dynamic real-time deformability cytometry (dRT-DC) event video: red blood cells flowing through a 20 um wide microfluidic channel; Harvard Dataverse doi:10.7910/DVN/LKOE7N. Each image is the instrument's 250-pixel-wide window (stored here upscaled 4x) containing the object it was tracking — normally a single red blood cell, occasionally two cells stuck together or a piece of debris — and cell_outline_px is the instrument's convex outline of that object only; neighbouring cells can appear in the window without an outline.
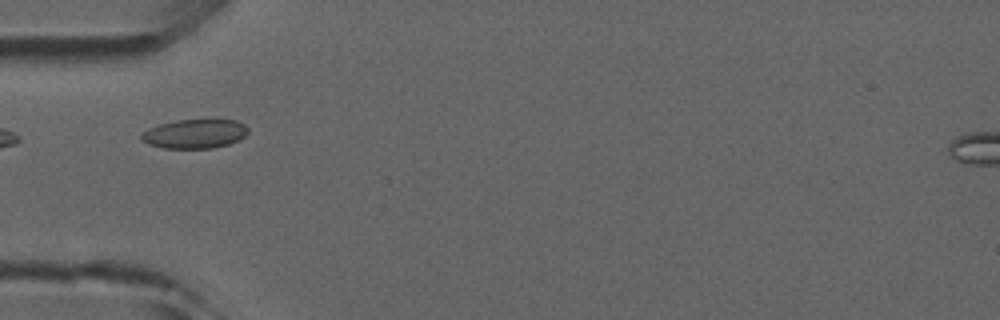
{"species": "common noctule bat (a hibernating species)", "species_latin": "Nyctalus noctula", "temperature_condition": "room temperature", "stored_images_in_passage": 16, "camera_frame_rate_fps": 3000, "um_per_image_px": 0.085, "animal": {"sex": "male", "forearm_length_mm": 52.5}, "frame": {"image": 1, "passage_image": 1, "time_ms": 0.0, "image_size_px": [1000, 320], "cell_outline_px": [[248, 132], [244, 136], [228, 144], [212, 148], [164, 148], [148, 144], [140, 140], [140, 136], [148, 128], [160, 124], [176, 120], [236, 120], [244, 124], [248, 128]], "centroid_in_image_um": [16.52, 11.37], "position_along_channel_um": 68.5, "area_um2": 17.98}}
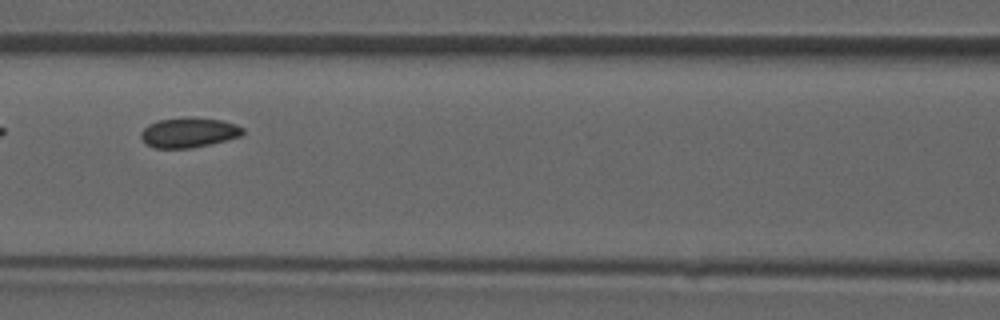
{"frame": {"image": 2, "passage_image": 7, "time_ms": 2.0, "image_size_px": [1000, 320], "cell_outline_px": [[244, 132], [240, 136], [208, 144], [188, 148], [156, 148], [144, 144], [140, 136], [140, 132], [148, 124], [160, 120], [192, 116], [220, 120], [236, 124], [244, 128]], "centroid_in_image_um": [16.01, 11.25], "position_along_channel_um": 150.6, "area_um2": 17.74}}